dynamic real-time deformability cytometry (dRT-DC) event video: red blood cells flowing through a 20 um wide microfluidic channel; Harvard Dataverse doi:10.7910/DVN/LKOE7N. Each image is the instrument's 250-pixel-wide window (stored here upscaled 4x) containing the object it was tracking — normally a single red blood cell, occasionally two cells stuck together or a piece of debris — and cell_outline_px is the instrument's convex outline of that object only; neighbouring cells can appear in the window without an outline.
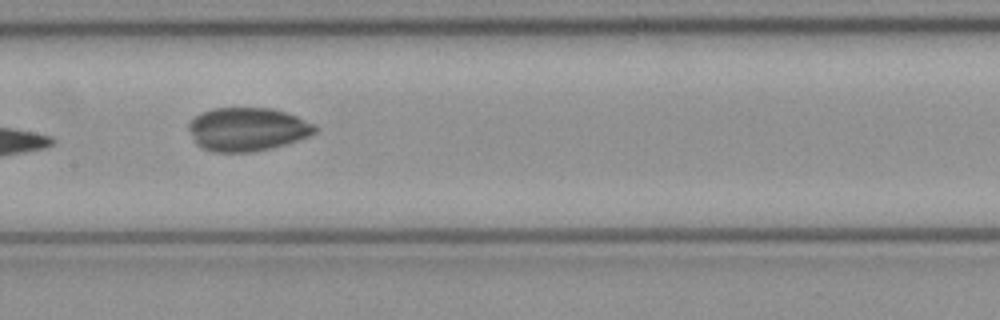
{"species": "common noctule bat (a hibernating species)", "species_latin": "Nyctalus noctula", "temperature_condition": "cold", "stored_images_in_passage": 10, "camera_frame_rate_fps": 3000, "um_per_image_px": 0.085, "animal": {"sex": "female", "body_mass_g": 21.9}, "frame": {"image": 1, "passage_image": 7, "time_ms": 2.0, "image_size_px": [1000, 320], "cell_outline_px": [[320, 128], [316, 132], [308, 136], [288, 144], [272, 148], [252, 152], [212, 152], [196, 144], [188, 128], [188, 124], [200, 112], [212, 108], [272, 108], [296, 116], [316, 124]], "centroid_in_image_um": [21.05, 10.99], "position_along_channel_um": 186.4, "area_um2": 32.19}}
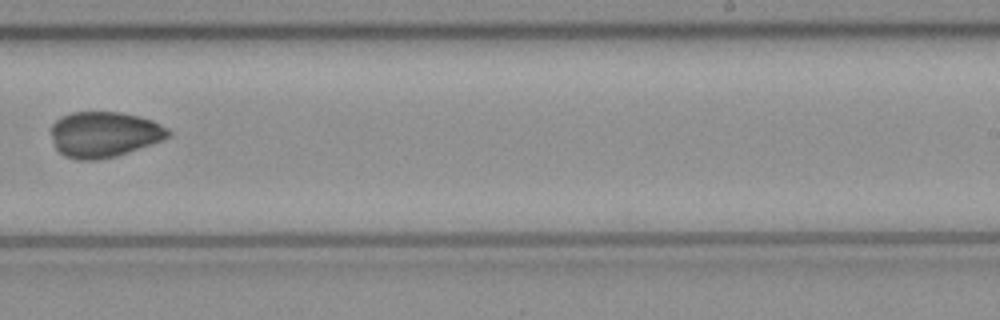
{"frame": {"image": 2, "passage_image": 9, "time_ms": 2.667, "image_size_px": [1000, 320], "cell_outline_px": [[172, 136], [128, 152], [116, 156], [100, 160], [76, 160], [64, 156], [56, 148], [52, 136], [52, 124], [60, 116], [72, 112], [120, 112], [140, 116], [152, 120], [168, 128], [172, 132]], "centroid_in_image_um": [8.86, 11.42], "position_along_channel_um": 280.1, "area_um2": 31.27}}
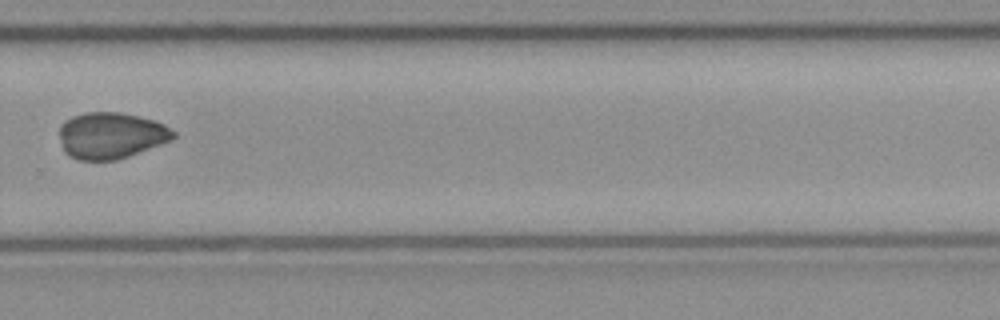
{"frame": {"image": 3, "passage_image": 10, "time_ms": 3.0, "image_size_px": [1000, 320], "cell_outline_px": [[176, 136], [160, 144], [128, 156], [116, 160], [76, 160], [68, 156], [64, 152], [60, 140], [60, 124], [64, 120], [72, 116], [84, 112], [120, 112], [140, 116], [164, 124], [176, 132]], "centroid_in_image_um": [9.38, 11.51], "position_along_channel_um": 320.4, "area_um2": 30.87}}